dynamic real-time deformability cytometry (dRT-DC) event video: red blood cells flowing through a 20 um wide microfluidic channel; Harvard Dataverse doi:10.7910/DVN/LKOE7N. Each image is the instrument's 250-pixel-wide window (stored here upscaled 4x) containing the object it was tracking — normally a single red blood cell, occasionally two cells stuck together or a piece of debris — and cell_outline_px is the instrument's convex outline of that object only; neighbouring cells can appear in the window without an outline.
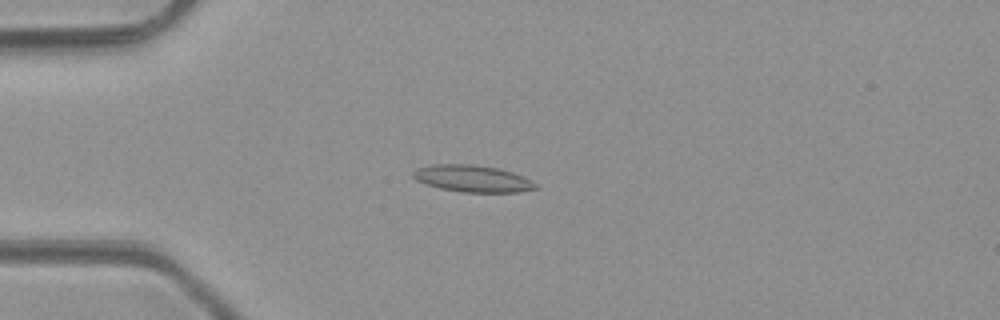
{"species": "common noctule bat (a hibernating species)", "species_latin": "Nyctalus noctula", "temperature_condition": "room temperature", "stored_images_in_passage": 3, "camera_frame_rate_fps": 3000, "um_per_image_px": 0.085, "animal": {"sex": "male", "body_mass_g": 23.1, "forearm_length_mm": 52.7}, "frame": {"image": 1, "passage_image": 3, "time_ms": 2.333, "image_size_px": [1000, 320], "cell_outline_px": [[540, 188], [516, 192], [464, 192], [440, 188], [416, 180], [412, 176], [412, 172], [416, 168], [432, 164], [472, 164], [496, 168], [512, 172], [536, 184]], "centroid_in_image_um": [40.12, 15.17], "position_along_channel_um": 44.9, "area_um2": 18.9}}